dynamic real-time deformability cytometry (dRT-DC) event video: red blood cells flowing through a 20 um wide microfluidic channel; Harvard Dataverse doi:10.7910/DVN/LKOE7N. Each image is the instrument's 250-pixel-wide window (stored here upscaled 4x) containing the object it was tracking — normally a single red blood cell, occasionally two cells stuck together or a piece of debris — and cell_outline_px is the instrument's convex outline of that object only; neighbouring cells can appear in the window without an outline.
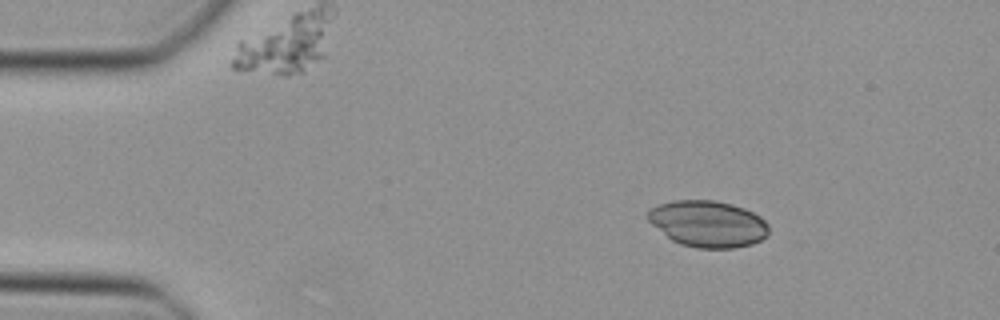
{"species": "Egyptian fruit bat (a non-hibernating species)", "species_latin": "Rousettus aegyptiacus", "temperature_condition": "cold", "stored_images_in_passage": 12, "camera_frame_rate_fps": 3000, "um_per_image_px": 0.085, "animal": {"sex": "female"}, "frame": {"image": 1, "passage_image": 1, "time_ms": 0.0, "image_size_px": [1000, 320], "cell_outline_px": [[768, 236], [752, 244], [736, 248], [696, 248], [680, 244], [672, 240], [652, 224], [648, 220], [648, 212], [652, 208], [660, 204], [672, 200], [716, 200], [732, 204], [744, 208], [760, 216], [768, 224]], "centroid_in_image_um": [60.2, 19.02], "position_along_channel_um": 24.8, "area_um2": 32.71}}
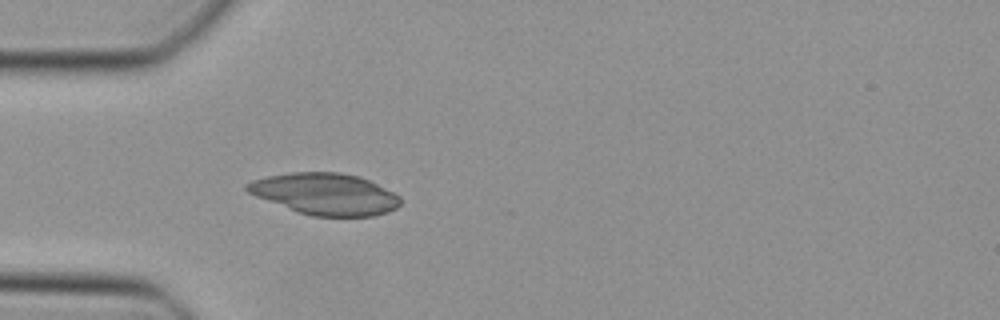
{"frame": {"image": 2, "passage_image": 8, "time_ms": 2.333, "image_size_px": [1000, 320], "cell_outline_px": [[400, 204], [396, 208], [388, 212], [372, 216], [312, 216], [300, 212], [256, 196], [248, 192], [244, 188], [244, 184], [252, 180], [268, 176], [292, 172], [340, 172], [360, 176], [400, 196]], "centroid_in_image_um": [27.64, 16.48], "position_along_channel_um": 57.4, "area_um2": 36.76}}
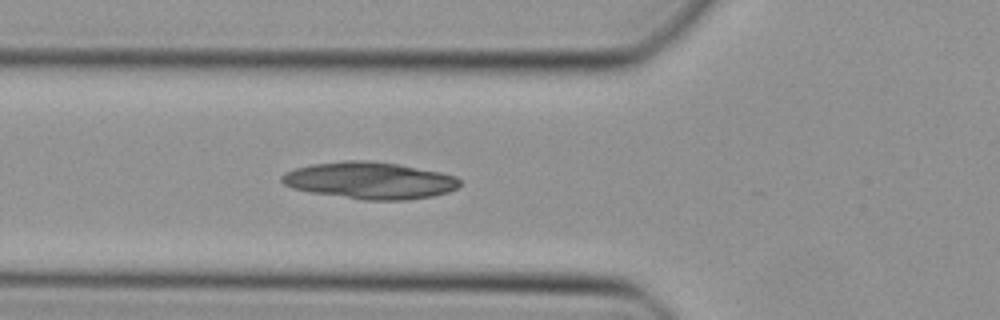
{"frame": {"image": 3, "passage_image": 11, "time_ms": 3.333, "image_size_px": [1000, 320], "cell_outline_px": [[460, 184], [456, 188], [448, 192], [432, 196], [404, 200], [364, 200], [312, 192], [292, 188], [284, 184], [280, 180], [280, 176], [284, 172], [296, 168], [312, 164], [348, 160], [364, 160], [396, 164], [440, 172], [456, 176], [460, 180]], "centroid_in_image_um": [31.41, 15.34], "position_along_channel_um": 94.4, "area_um2": 38.03}}